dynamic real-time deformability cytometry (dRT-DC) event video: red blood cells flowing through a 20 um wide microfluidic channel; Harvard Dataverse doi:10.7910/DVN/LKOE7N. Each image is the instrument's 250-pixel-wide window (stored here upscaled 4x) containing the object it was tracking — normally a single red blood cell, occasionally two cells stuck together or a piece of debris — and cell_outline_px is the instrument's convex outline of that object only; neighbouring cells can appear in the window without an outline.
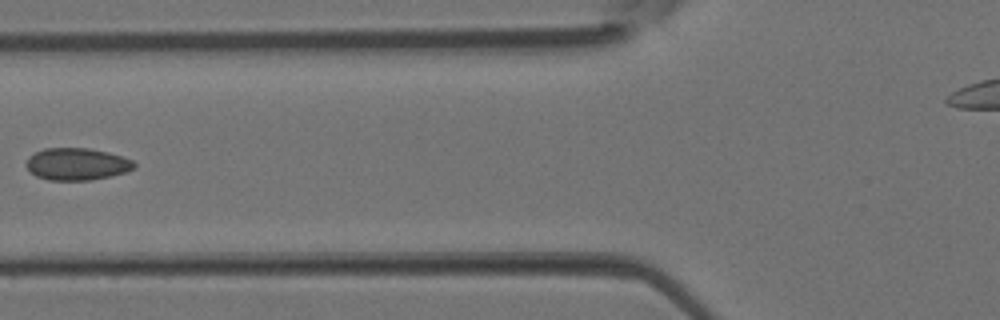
{"species": "Egyptian fruit bat (a non-hibernating species)", "species_latin": "Rousettus aegyptiacus", "temperature_condition": "room temperature", "stored_images_in_passage": 4, "camera_frame_rate_fps": 3000, "um_per_image_px": 0.085, "animal": {"sex": "female"}, "frame": {"image": 1, "passage_image": 4, "time_ms": 1.0, "image_size_px": [1000, 320], "cell_outline_px": [[136, 168], [124, 172], [92, 180], [48, 180], [36, 176], [24, 164], [28, 156], [44, 148], [88, 148], [108, 152], [132, 160], [136, 164]], "centroid_in_image_um": [6.51, 13.94], "position_along_channel_um": 119.3, "area_um2": 20.17}}